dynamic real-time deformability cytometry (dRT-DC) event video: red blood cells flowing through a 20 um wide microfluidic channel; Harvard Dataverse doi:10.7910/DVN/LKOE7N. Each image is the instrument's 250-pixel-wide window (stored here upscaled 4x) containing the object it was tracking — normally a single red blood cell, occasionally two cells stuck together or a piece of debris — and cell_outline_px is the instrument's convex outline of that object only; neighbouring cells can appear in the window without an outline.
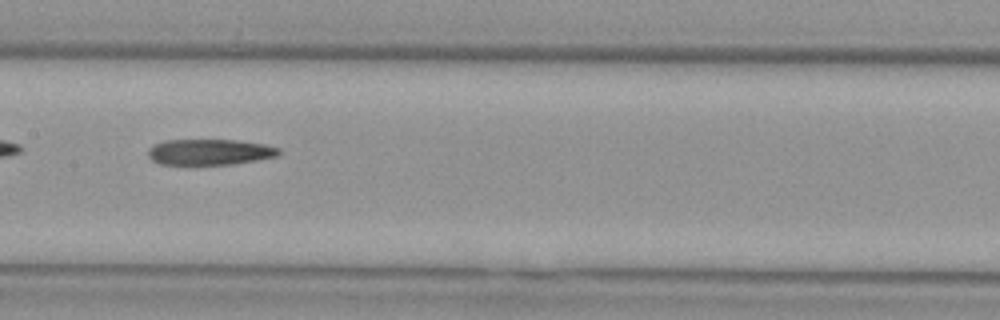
{"species": "Egyptian fruit bat (a non-hibernating species)", "species_latin": "Rousettus aegyptiacus", "temperature_condition": "cold", "stored_images_in_passage": 30, "camera_frame_rate_fps": 3000, "um_per_image_px": 0.085, "animal": {"sex": "female"}, "frame": {"image": 1, "passage_image": 9, "time_ms": 2.667, "image_size_px": [1000, 320], "cell_outline_px": [[280, 152], [276, 156], [256, 160], [232, 164], [160, 164], [152, 160], [148, 156], [148, 148], [164, 140], [236, 140], [264, 144], [280, 148]], "centroid_in_image_um": [17.81, 12.91], "position_along_channel_um": 189.6, "area_um2": 19.54}}
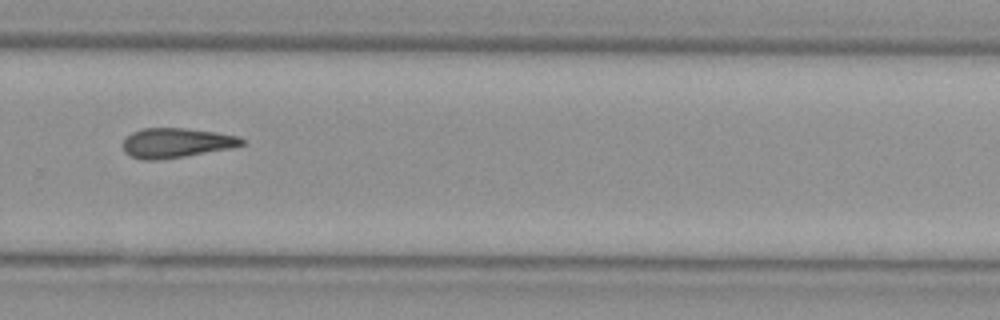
{"frame": {"image": 2, "passage_image": 18, "time_ms": 5.667, "image_size_px": [1000, 320], "cell_outline_px": [[244, 144], [232, 148], [184, 156], [156, 160], [144, 160], [132, 156], [124, 152], [124, 140], [132, 132], [144, 128], [184, 128], [216, 132], [240, 136], [244, 140]], "centroid_in_image_um": [15.01, 12.14], "position_along_channel_um": 314.8, "area_um2": 20.4}}